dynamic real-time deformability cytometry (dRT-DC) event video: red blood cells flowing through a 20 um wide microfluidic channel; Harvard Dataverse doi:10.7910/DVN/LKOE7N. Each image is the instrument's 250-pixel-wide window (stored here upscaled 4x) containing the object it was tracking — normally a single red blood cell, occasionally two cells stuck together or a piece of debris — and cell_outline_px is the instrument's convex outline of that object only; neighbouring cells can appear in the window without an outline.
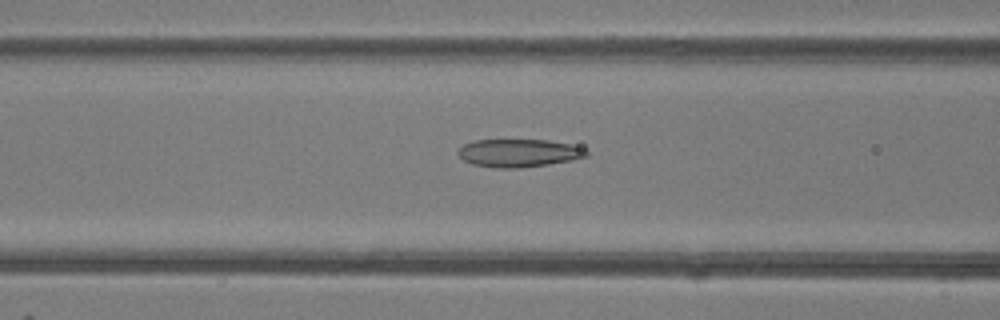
{"species": "common noctule bat (a hibernating species)", "species_latin": "Nyctalus noctula", "temperature_condition": "room temperature", "stored_images_in_passage": 39, "camera_frame_rate_fps": 3000, "um_per_image_px": 0.085, "animal": {"sex": "female"}, "frame": {"image": 1, "passage_image": 10, "time_ms": 3.0, "image_size_px": [1000, 320], "cell_outline_px": [[588, 156], [572, 160], [548, 164], [520, 168], [496, 168], [472, 164], [464, 160], [456, 152], [464, 144], [476, 140], [548, 140], [568, 144], [584, 148], [588, 152]], "centroid_in_image_um": [44.09, 13.01], "position_along_channel_um": 122.5, "area_um2": 20.81}}
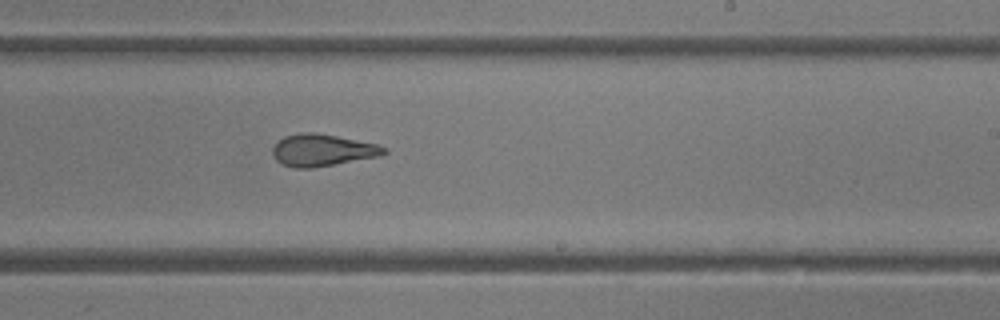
{"frame": {"image": 2, "passage_image": 20, "time_ms": 6.333, "image_size_px": [1000, 320], "cell_outline_px": [[388, 152], [380, 156], [312, 168], [296, 168], [284, 164], [276, 160], [272, 156], [272, 148], [284, 136], [300, 132], [316, 132], [376, 144], [384, 148]], "centroid_in_image_um": [27.37, 12.76], "position_along_channel_um": 261.6, "area_um2": 20.58}}
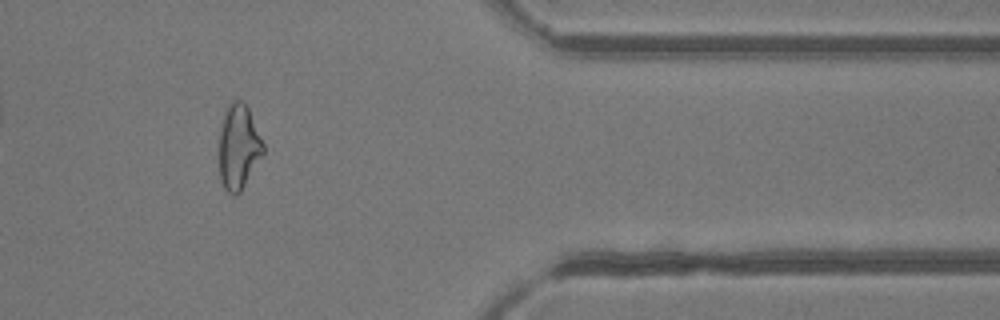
{"frame": {"image": 3, "passage_image": 31, "time_ms": 10.0, "image_size_px": [1000, 320], "cell_outline_px": [[264, 152], [240, 192], [236, 196], [232, 196], [224, 188], [220, 180], [220, 132], [224, 108], [232, 100], [240, 100], [248, 108], [264, 144]], "centroid_in_image_um": [20.26, 12.48], "position_along_channel_um": 391.1, "area_um2": 21.68}, "authors_computed_cell_mechanics": {"area_um2": 22.0218, "velocity_mm_per_s": 4.1706, "shape_relaxation_time_tau1_ms": null, "shape_relaxation_time_tau2_ms": 1.6957, "deformation_change_tau1": null, "deformation_change_tau2": 0.0896}}